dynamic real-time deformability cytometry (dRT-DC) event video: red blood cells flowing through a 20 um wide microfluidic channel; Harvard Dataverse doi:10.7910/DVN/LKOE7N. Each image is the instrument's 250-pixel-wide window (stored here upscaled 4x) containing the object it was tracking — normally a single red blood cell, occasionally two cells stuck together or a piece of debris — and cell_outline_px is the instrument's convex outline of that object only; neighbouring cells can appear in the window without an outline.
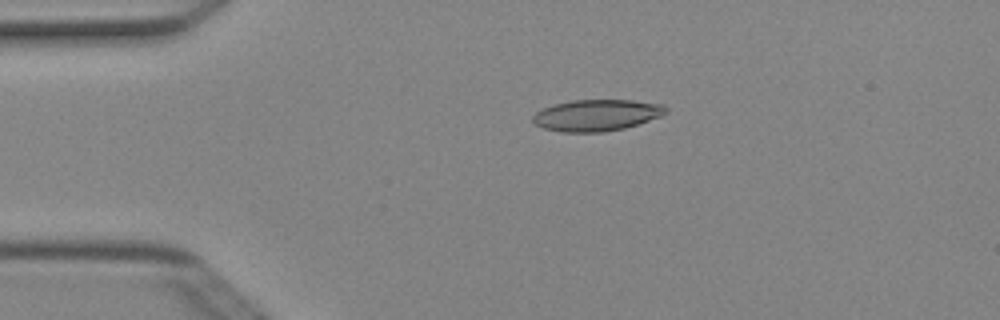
{"species": "Egyptian fruit bat (a non-hibernating species)", "species_latin": "Rousettus aegyptiacus", "temperature_condition": "cold", "stored_images_in_passage": 4, "camera_frame_rate_fps": 3000, "um_per_image_px": 0.085, "animal": {"sex": "female"}, "frame": {"image": 1, "passage_image": 3, "time_ms": 0.667, "image_size_px": [1000, 320], "cell_outline_px": [[668, 112], [660, 116], [624, 128], [604, 132], [560, 132], [544, 128], [536, 124], [532, 120], [532, 116], [536, 112], [552, 104], [572, 100], [632, 100], [664, 104], [668, 108]], "centroid_in_image_um": [50.71, 9.78], "position_along_channel_um": 34.3, "area_um2": 24.39}}
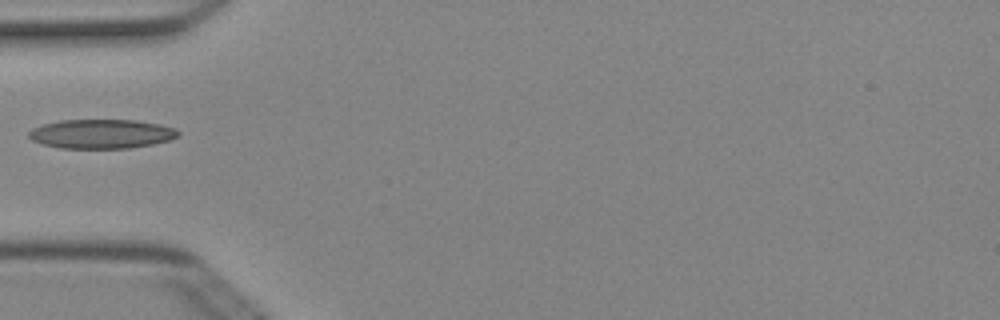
{"frame": {"image": 2, "passage_image": 4, "time_ms": 1.0, "image_size_px": [1000, 320], "cell_outline_px": [[180, 136], [168, 140], [152, 144], [128, 148], [60, 148], [44, 144], [32, 140], [28, 136], [28, 132], [32, 128], [44, 124], [60, 120], [136, 120], [160, 124], [176, 128], [180, 132]], "centroid_in_image_um": [8.64, 11.37], "position_along_channel_um": 76.4, "area_um2": 25.43}}